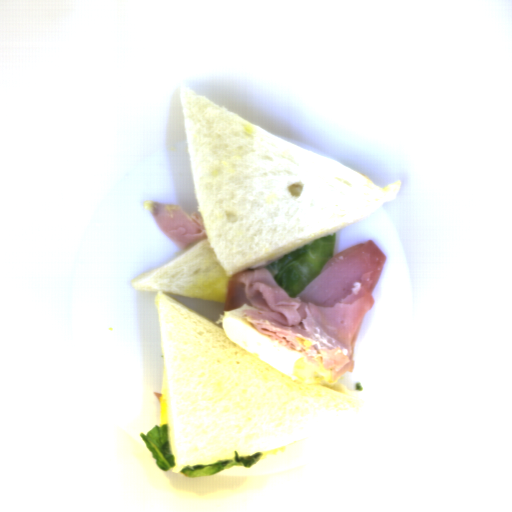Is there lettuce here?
Instances as JSON below:
<instances>
[{"label": "lettuce", "mask_w": 512, "mask_h": 512, "mask_svg": "<svg viewBox=\"0 0 512 512\" xmlns=\"http://www.w3.org/2000/svg\"><path fill=\"white\" fill-rule=\"evenodd\" d=\"M337 233L316 237L309 243L267 264L274 280L289 297L300 294L334 256Z\"/></svg>", "instance_id": "lettuce-1"}, {"label": "lettuce", "mask_w": 512, "mask_h": 512, "mask_svg": "<svg viewBox=\"0 0 512 512\" xmlns=\"http://www.w3.org/2000/svg\"><path fill=\"white\" fill-rule=\"evenodd\" d=\"M145 445L151 451L152 457L156 459V465L162 471H168L176 467L172 454L170 431L167 424L155 426L146 434L141 432Z\"/></svg>", "instance_id": "lettuce-2"}, {"label": "lettuce", "mask_w": 512, "mask_h": 512, "mask_svg": "<svg viewBox=\"0 0 512 512\" xmlns=\"http://www.w3.org/2000/svg\"><path fill=\"white\" fill-rule=\"evenodd\" d=\"M262 458L263 453L260 452L245 457H239L238 452L235 450L233 459L231 460H222L211 464H194L193 467L191 465H185L181 473L189 478H201L214 475L234 466L250 468Z\"/></svg>", "instance_id": "lettuce-3"}]
</instances>
